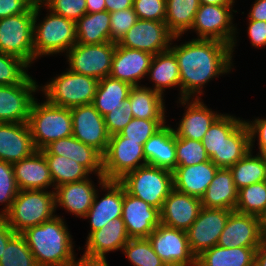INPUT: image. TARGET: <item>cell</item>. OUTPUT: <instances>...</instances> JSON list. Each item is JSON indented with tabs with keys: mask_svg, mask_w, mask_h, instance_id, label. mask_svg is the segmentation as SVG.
<instances>
[{
	"mask_svg": "<svg viewBox=\"0 0 266 266\" xmlns=\"http://www.w3.org/2000/svg\"><path fill=\"white\" fill-rule=\"evenodd\" d=\"M172 44L170 50L177 58L180 73L179 99L201 98L206 83L233 69L231 46L226 43L192 39L181 45Z\"/></svg>",
	"mask_w": 266,
	"mask_h": 266,
	"instance_id": "cell-1",
	"label": "cell"
},
{
	"mask_svg": "<svg viewBox=\"0 0 266 266\" xmlns=\"http://www.w3.org/2000/svg\"><path fill=\"white\" fill-rule=\"evenodd\" d=\"M61 216L40 225L32 226L20 233L38 266H82L76 260L72 236Z\"/></svg>",
	"mask_w": 266,
	"mask_h": 266,
	"instance_id": "cell-2",
	"label": "cell"
},
{
	"mask_svg": "<svg viewBox=\"0 0 266 266\" xmlns=\"http://www.w3.org/2000/svg\"><path fill=\"white\" fill-rule=\"evenodd\" d=\"M43 4L35 1L33 50L34 61L39 57L69 51L77 43L76 24L71 19L52 13L38 21ZM39 16V17H38ZM39 23H38V22Z\"/></svg>",
	"mask_w": 266,
	"mask_h": 266,
	"instance_id": "cell-3",
	"label": "cell"
},
{
	"mask_svg": "<svg viewBox=\"0 0 266 266\" xmlns=\"http://www.w3.org/2000/svg\"><path fill=\"white\" fill-rule=\"evenodd\" d=\"M32 141L36 150L49 143L72 135V114L69 108L34 100L28 119Z\"/></svg>",
	"mask_w": 266,
	"mask_h": 266,
	"instance_id": "cell-4",
	"label": "cell"
},
{
	"mask_svg": "<svg viewBox=\"0 0 266 266\" xmlns=\"http://www.w3.org/2000/svg\"><path fill=\"white\" fill-rule=\"evenodd\" d=\"M55 212L54 190H19L4 217L15 233H22L52 219Z\"/></svg>",
	"mask_w": 266,
	"mask_h": 266,
	"instance_id": "cell-5",
	"label": "cell"
},
{
	"mask_svg": "<svg viewBox=\"0 0 266 266\" xmlns=\"http://www.w3.org/2000/svg\"><path fill=\"white\" fill-rule=\"evenodd\" d=\"M119 182L129 194L159 210L174 189L172 171L148 164L127 173Z\"/></svg>",
	"mask_w": 266,
	"mask_h": 266,
	"instance_id": "cell-6",
	"label": "cell"
},
{
	"mask_svg": "<svg viewBox=\"0 0 266 266\" xmlns=\"http://www.w3.org/2000/svg\"><path fill=\"white\" fill-rule=\"evenodd\" d=\"M99 80L78 74L67 69L57 77H54L46 85L40 86L43 91L45 100L49 103L73 108L81 105L92 104L96 94Z\"/></svg>",
	"mask_w": 266,
	"mask_h": 266,
	"instance_id": "cell-7",
	"label": "cell"
},
{
	"mask_svg": "<svg viewBox=\"0 0 266 266\" xmlns=\"http://www.w3.org/2000/svg\"><path fill=\"white\" fill-rule=\"evenodd\" d=\"M35 3L25 12L0 18V52L34 63L33 28Z\"/></svg>",
	"mask_w": 266,
	"mask_h": 266,
	"instance_id": "cell-8",
	"label": "cell"
},
{
	"mask_svg": "<svg viewBox=\"0 0 266 266\" xmlns=\"http://www.w3.org/2000/svg\"><path fill=\"white\" fill-rule=\"evenodd\" d=\"M233 5H210L200 4L196 12L191 31L196 32L197 38L205 40H216L231 46V53L237 44V28L232 23Z\"/></svg>",
	"mask_w": 266,
	"mask_h": 266,
	"instance_id": "cell-9",
	"label": "cell"
},
{
	"mask_svg": "<svg viewBox=\"0 0 266 266\" xmlns=\"http://www.w3.org/2000/svg\"><path fill=\"white\" fill-rule=\"evenodd\" d=\"M143 145L121 136H110L103 154V176L107 181H119L127 173L146 165Z\"/></svg>",
	"mask_w": 266,
	"mask_h": 266,
	"instance_id": "cell-10",
	"label": "cell"
},
{
	"mask_svg": "<svg viewBox=\"0 0 266 266\" xmlns=\"http://www.w3.org/2000/svg\"><path fill=\"white\" fill-rule=\"evenodd\" d=\"M115 42L102 44L76 43L66 52L69 71L93 77L97 80L108 77L111 72Z\"/></svg>",
	"mask_w": 266,
	"mask_h": 266,
	"instance_id": "cell-11",
	"label": "cell"
},
{
	"mask_svg": "<svg viewBox=\"0 0 266 266\" xmlns=\"http://www.w3.org/2000/svg\"><path fill=\"white\" fill-rule=\"evenodd\" d=\"M129 240L122 217L110 220L87 236L86 249L80 257L82 266H109L106 253L122 250Z\"/></svg>",
	"mask_w": 266,
	"mask_h": 266,
	"instance_id": "cell-12",
	"label": "cell"
},
{
	"mask_svg": "<svg viewBox=\"0 0 266 266\" xmlns=\"http://www.w3.org/2000/svg\"><path fill=\"white\" fill-rule=\"evenodd\" d=\"M178 38L181 35L175 36L164 21L138 19L118 44L156 55L168 51L173 40Z\"/></svg>",
	"mask_w": 266,
	"mask_h": 266,
	"instance_id": "cell-13",
	"label": "cell"
},
{
	"mask_svg": "<svg viewBox=\"0 0 266 266\" xmlns=\"http://www.w3.org/2000/svg\"><path fill=\"white\" fill-rule=\"evenodd\" d=\"M148 240L166 266H196V256L189 247L185 231L160 223L150 233Z\"/></svg>",
	"mask_w": 266,
	"mask_h": 266,
	"instance_id": "cell-14",
	"label": "cell"
},
{
	"mask_svg": "<svg viewBox=\"0 0 266 266\" xmlns=\"http://www.w3.org/2000/svg\"><path fill=\"white\" fill-rule=\"evenodd\" d=\"M38 83L29 75L22 83L0 86V122L28 123Z\"/></svg>",
	"mask_w": 266,
	"mask_h": 266,
	"instance_id": "cell-15",
	"label": "cell"
},
{
	"mask_svg": "<svg viewBox=\"0 0 266 266\" xmlns=\"http://www.w3.org/2000/svg\"><path fill=\"white\" fill-rule=\"evenodd\" d=\"M231 210L202 207L197 219L186 231L189 247L197 257L217 245Z\"/></svg>",
	"mask_w": 266,
	"mask_h": 266,
	"instance_id": "cell-16",
	"label": "cell"
},
{
	"mask_svg": "<svg viewBox=\"0 0 266 266\" xmlns=\"http://www.w3.org/2000/svg\"><path fill=\"white\" fill-rule=\"evenodd\" d=\"M70 111L72 114V135L103 155L110 139L104 117L92 104L73 107Z\"/></svg>",
	"mask_w": 266,
	"mask_h": 266,
	"instance_id": "cell-17",
	"label": "cell"
},
{
	"mask_svg": "<svg viewBox=\"0 0 266 266\" xmlns=\"http://www.w3.org/2000/svg\"><path fill=\"white\" fill-rule=\"evenodd\" d=\"M263 241L260 217L233 210L217 245L224 248L259 247Z\"/></svg>",
	"mask_w": 266,
	"mask_h": 266,
	"instance_id": "cell-18",
	"label": "cell"
},
{
	"mask_svg": "<svg viewBox=\"0 0 266 266\" xmlns=\"http://www.w3.org/2000/svg\"><path fill=\"white\" fill-rule=\"evenodd\" d=\"M122 220L130 239L148 238L160 224V210L129 194L123 186Z\"/></svg>",
	"mask_w": 266,
	"mask_h": 266,
	"instance_id": "cell-19",
	"label": "cell"
},
{
	"mask_svg": "<svg viewBox=\"0 0 266 266\" xmlns=\"http://www.w3.org/2000/svg\"><path fill=\"white\" fill-rule=\"evenodd\" d=\"M99 187L107 193L99 200L98 191L85 218L90 219V232L101 229L110 220L122 217L123 185L119 181H107L98 177Z\"/></svg>",
	"mask_w": 266,
	"mask_h": 266,
	"instance_id": "cell-20",
	"label": "cell"
},
{
	"mask_svg": "<svg viewBox=\"0 0 266 266\" xmlns=\"http://www.w3.org/2000/svg\"><path fill=\"white\" fill-rule=\"evenodd\" d=\"M202 208L200 198L173 189L160 210V223L187 231L197 219Z\"/></svg>",
	"mask_w": 266,
	"mask_h": 266,
	"instance_id": "cell-21",
	"label": "cell"
},
{
	"mask_svg": "<svg viewBox=\"0 0 266 266\" xmlns=\"http://www.w3.org/2000/svg\"><path fill=\"white\" fill-rule=\"evenodd\" d=\"M154 55L120 46L116 43L110 77L125 81L132 86H141V79L147 76Z\"/></svg>",
	"mask_w": 266,
	"mask_h": 266,
	"instance_id": "cell-22",
	"label": "cell"
},
{
	"mask_svg": "<svg viewBox=\"0 0 266 266\" xmlns=\"http://www.w3.org/2000/svg\"><path fill=\"white\" fill-rule=\"evenodd\" d=\"M182 105H187L178 127L173 129L175 135L180 138H188L202 141L212 123L222 114L212 111L204 104L201 98H180Z\"/></svg>",
	"mask_w": 266,
	"mask_h": 266,
	"instance_id": "cell-23",
	"label": "cell"
},
{
	"mask_svg": "<svg viewBox=\"0 0 266 266\" xmlns=\"http://www.w3.org/2000/svg\"><path fill=\"white\" fill-rule=\"evenodd\" d=\"M35 151L28 123L0 122V160L14 164Z\"/></svg>",
	"mask_w": 266,
	"mask_h": 266,
	"instance_id": "cell-24",
	"label": "cell"
},
{
	"mask_svg": "<svg viewBox=\"0 0 266 266\" xmlns=\"http://www.w3.org/2000/svg\"><path fill=\"white\" fill-rule=\"evenodd\" d=\"M43 154H54L70 158L84 166L91 174L103 176V155L95 148L76 139L73 135L55 140L40 150Z\"/></svg>",
	"mask_w": 266,
	"mask_h": 266,
	"instance_id": "cell-25",
	"label": "cell"
},
{
	"mask_svg": "<svg viewBox=\"0 0 266 266\" xmlns=\"http://www.w3.org/2000/svg\"><path fill=\"white\" fill-rule=\"evenodd\" d=\"M13 168L19 190H46L51 185L55 190L48 162L40 150L17 161Z\"/></svg>",
	"mask_w": 266,
	"mask_h": 266,
	"instance_id": "cell-26",
	"label": "cell"
},
{
	"mask_svg": "<svg viewBox=\"0 0 266 266\" xmlns=\"http://www.w3.org/2000/svg\"><path fill=\"white\" fill-rule=\"evenodd\" d=\"M87 178L55 187V209L62 207L73 215L84 218L93 204L98 190L94 182Z\"/></svg>",
	"mask_w": 266,
	"mask_h": 266,
	"instance_id": "cell-27",
	"label": "cell"
},
{
	"mask_svg": "<svg viewBox=\"0 0 266 266\" xmlns=\"http://www.w3.org/2000/svg\"><path fill=\"white\" fill-rule=\"evenodd\" d=\"M218 169L211 160L191 166H177L172 171L174 189L201 199Z\"/></svg>",
	"mask_w": 266,
	"mask_h": 266,
	"instance_id": "cell-28",
	"label": "cell"
},
{
	"mask_svg": "<svg viewBox=\"0 0 266 266\" xmlns=\"http://www.w3.org/2000/svg\"><path fill=\"white\" fill-rule=\"evenodd\" d=\"M166 123L143 145L146 163L173 171L177 167L175 133Z\"/></svg>",
	"mask_w": 266,
	"mask_h": 266,
	"instance_id": "cell-29",
	"label": "cell"
},
{
	"mask_svg": "<svg viewBox=\"0 0 266 266\" xmlns=\"http://www.w3.org/2000/svg\"><path fill=\"white\" fill-rule=\"evenodd\" d=\"M237 197L238 189L234 184L232 172L229 168H219L200 200L204 208L233 211L236 208Z\"/></svg>",
	"mask_w": 266,
	"mask_h": 266,
	"instance_id": "cell-30",
	"label": "cell"
},
{
	"mask_svg": "<svg viewBox=\"0 0 266 266\" xmlns=\"http://www.w3.org/2000/svg\"><path fill=\"white\" fill-rule=\"evenodd\" d=\"M147 76L154 85L153 88H148L162 96L167 88H180L179 66L175 54L169 49L154 55Z\"/></svg>",
	"mask_w": 266,
	"mask_h": 266,
	"instance_id": "cell-31",
	"label": "cell"
},
{
	"mask_svg": "<svg viewBox=\"0 0 266 266\" xmlns=\"http://www.w3.org/2000/svg\"><path fill=\"white\" fill-rule=\"evenodd\" d=\"M258 247L214 246L196 257V266H254Z\"/></svg>",
	"mask_w": 266,
	"mask_h": 266,
	"instance_id": "cell-32",
	"label": "cell"
},
{
	"mask_svg": "<svg viewBox=\"0 0 266 266\" xmlns=\"http://www.w3.org/2000/svg\"><path fill=\"white\" fill-rule=\"evenodd\" d=\"M133 86L125 81L110 76L99 80L92 105L104 117L110 111L123 106V101L129 97Z\"/></svg>",
	"mask_w": 266,
	"mask_h": 266,
	"instance_id": "cell-33",
	"label": "cell"
},
{
	"mask_svg": "<svg viewBox=\"0 0 266 266\" xmlns=\"http://www.w3.org/2000/svg\"><path fill=\"white\" fill-rule=\"evenodd\" d=\"M250 150V132L245 120L226 138L220 146V156L210 160L218 168H230Z\"/></svg>",
	"mask_w": 266,
	"mask_h": 266,
	"instance_id": "cell-34",
	"label": "cell"
},
{
	"mask_svg": "<svg viewBox=\"0 0 266 266\" xmlns=\"http://www.w3.org/2000/svg\"><path fill=\"white\" fill-rule=\"evenodd\" d=\"M134 118L166 119L164 96L145 85L133 86L129 93Z\"/></svg>",
	"mask_w": 266,
	"mask_h": 266,
	"instance_id": "cell-35",
	"label": "cell"
},
{
	"mask_svg": "<svg viewBox=\"0 0 266 266\" xmlns=\"http://www.w3.org/2000/svg\"><path fill=\"white\" fill-rule=\"evenodd\" d=\"M75 24L77 43L102 44L111 42L110 12L86 13Z\"/></svg>",
	"mask_w": 266,
	"mask_h": 266,
	"instance_id": "cell-36",
	"label": "cell"
},
{
	"mask_svg": "<svg viewBox=\"0 0 266 266\" xmlns=\"http://www.w3.org/2000/svg\"><path fill=\"white\" fill-rule=\"evenodd\" d=\"M199 7V0H166L164 22L175 36H182L191 29Z\"/></svg>",
	"mask_w": 266,
	"mask_h": 266,
	"instance_id": "cell-37",
	"label": "cell"
},
{
	"mask_svg": "<svg viewBox=\"0 0 266 266\" xmlns=\"http://www.w3.org/2000/svg\"><path fill=\"white\" fill-rule=\"evenodd\" d=\"M229 169L238 190L254 183L266 181L265 156L261 154L253 156L252 150H249L242 159Z\"/></svg>",
	"mask_w": 266,
	"mask_h": 266,
	"instance_id": "cell-38",
	"label": "cell"
},
{
	"mask_svg": "<svg viewBox=\"0 0 266 266\" xmlns=\"http://www.w3.org/2000/svg\"><path fill=\"white\" fill-rule=\"evenodd\" d=\"M48 162L54 187L89 178L91 173L81 164L64 156L44 154Z\"/></svg>",
	"mask_w": 266,
	"mask_h": 266,
	"instance_id": "cell-39",
	"label": "cell"
},
{
	"mask_svg": "<svg viewBox=\"0 0 266 266\" xmlns=\"http://www.w3.org/2000/svg\"><path fill=\"white\" fill-rule=\"evenodd\" d=\"M244 120L230 114H221L210 126L203 136L202 145L204 146L209 158L220 156V146Z\"/></svg>",
	"mask_w": 266,
	"mask_h": 266,
	"instance_id": "cell-40",
	"label": "cell"
},
{
	"mask_svg": "<svg viewBox=\"0 0 266 266\" xmlns=\"http://www.w3.org/2000/svg\"><path fill=\"white\" fill-rule=\"evenodd\" d=\"M235 211L261 217L266 211V181L238 190Z\"/></svg>",
	"mask_w": 266,
	"mask_h": 266,
	"instance_id": "cell-41",
	"label": "cell"
},
{
	"mask_svg": "<svg viewBox=\"0 0 266 266\" xmlns=\"http://www.w3.org/2000/svg\"><path fill=\"white\" fill-rule=\"evenodd\" d=\"M122 253L133 266H166L154 252L148 238L130 239L122 248Z\"/></svg>",
	"mask_w": 266,
	"mask_h": 266,
	"instance_id": "cell-42",
	"label": "cell"
},
{
	"mask_svg": "<svg viewBox=\"0 0 266 266\" xmlns=\"http://www.w3.org/2000/svg\"><path fill=\"white\" fill-rule=\"evenodd\" d=\"M0 266H38L24 237L16 233L7 243L0 258Z\"/></svg>",
	"mask_w": 266,
	"mask_h": 266,
	"instance_id": "cell-43",
	"label": "cell"
},
{
	"mask_svg": "<svg viewBox=\"0 0 266 266\" xmlns=\"http://www.w3.org/2000/svg\"><path fill=\"white\" fill-rule=\"evenodd\" d=\"M175 148L177 166H191L210 160L201 141L175 135Z\"/></svg>",
	"mask_w": 266,
	"mask_h": 266,
	"instance_id": "cell-44",
	"label": "cell"
},
{
	"mask_svg": "<svg viewBox=\"0 0 266 266\" xmlns=\"http://www.w3.org/2000/svg\"><path fill=\"white\" fill-rule=\"evenodd\" d=\"M28 67L22 59L0 52V86L22 83L29 76Z\"/></svg>",
	"mask_w": 266,
	"mask_h": 266,
	"instance_id": "cell-45",
	"label": "cell"
},
{
	"mask_svg": "<svg viewBox=\"0 0 266 266\" xmlns=\"http://www.w3.org/2000/svg\"><path fill=\"white\" fill-rule=\"evenodd\" d=\"M166 122V119H138L133 118L119 134L130 141L142 145L157 132Z\"/></svg>",
	"mask_w": 266,
	"mask_h": 266,
	"instance_id": "cell-46",
	"label": "cell"
},
{
	"mask_svg": "<svg viewBox=\"0 0 266 266\" xmlns=\"http://www.w3.org/2000/svg\"><path fill=\"white\" fill-rule=\"evenodd\" d=\"M19 189L15 180L13 164L0 160V203L5 204L0 211L4 216L11 208Z\"/></svg>",
	"mask_w": 266,
	"mask_h": 266,
	"instance_id": "cell-47",
	"label": "cell"
},
{
	"mask_svg": "<svg viewBox=\"0 0 266 266\" xmlns=\"http://www.w3.org/2000/svg\"><path fill=\"white\" fill-rule=\"evenodd\" d=\"M47 11L63 16L64 18L78 21L87 13L86 0H40Z\"/></svg>",
	"mask_w": 266,
	"mask_h": 266,
	"instance_id": "cell-48",
	"label": "cell"
},
{
	"mask_svg": "<svg viewBox=\"0 0 266 266\" xmlns=\"http://www.w3.org/2000/svg\"><path fill=\"white\" fill-rule=\"evenodd\" d=\"M138 16L133 8L110 13L111 42L118 43L126 32L137 22Z\"/></svg>",
	"mask_w": 266,
	"mask_h": 266,
	"instance_id": "cell-49",
	"label": "cell"
},
{
	"mask_svg": "<svg viewBox=\"0 0 266 266\" xmlns=\"http://www.w3.org/2000/svg\"><path fill=\"white\" fill-rule=\"evenodd\" d=\"M133 10L138 19L165 21L166 0H134Z\"/></svg>",
	"mask_w": 266,
	"mask_h": 266,
	"instance_id": "cell-50",
	"label": "cell"
},
{
	"mask_svg": "<svg viewBox=\"0 0 266 266\" xmlns=\"http://www.w3.org/2000/svg\"><path fill=\"white\" fill-rule=\"evenodd\" d=\"M133 118L130 98L128 97L123 101L122 107L112 110L104 116L108 134L110 136L118 134Z\"/></svg>",
	"mask_w": 266,
	"mask_h": 266,
	"instance_id": "cell-51",
	"label": "cell"
},
{
	"mask_svg": "<svg viewBox=\"0 0 266 266\" xmlns=\"http://www.w3.org/2000/svg\"><path fill=\"white\" fill-rule=\"evenodd\" d=\"M250 132V150H253L256 136L258 138V154L266 156V118H255L254 121H245Z\"/></svg>",
	"mask_w": 266,
	"mask_h": 266,
	"instance_id": "cell-52",
	"label": "cell"
},
{
	"mask_svg": "<svg viewBox=\"0 0 266 266\" xmlns=\"http://www.w3.org/2000/svg\"><path fill=\"white\" fill-rule=\"evenodd\" d=\"M34 3V0H0V18L25 13Z\"/></svg>",
	"mask_w": 266,
	"mask_h": 266,
	"instance_id": "cell-53",
	"label": "cell"
},
{
	"mask_svg": "<svg viewBox=\"0 0 266 266\" xmlns=\"http://www.w3.org/2000/svg\"><path fill=\"white\" fill-rule=\"evenodd\" d=\"M248 35L255 48L266 46V21L248 20Z\"/></svg>",
	"mask_w": 266,
	"mask_h": 266,
	"instance_id": "cell-54",
	"label": "cell"
},
{
	"mask_svg": "<svg viewBox=\"0 0 266 266\" xmlns=\"http://www.w3.org/2000/svg\"><path fill=\"white\" fill-rule=\"evenodd\" d=\"M15 234L16 233L9 226V224L7 223L5 217L0 215V258L2 257V253L6 249L8 241Z\"/></svg>",
	"mask_w": 266,
	"mask_h": 266,
	"instance_id": "cell-55",
	"label": "cell"
},
{
	"mask_svg": "<svg viewBox=\"0 0 266 266\" xmlns=\"http://www.w3.org/2000/svg\"><path fill=\"white\" fill-rule=\"evenodd\" d=\"M250 10L248 20L266 21V0H255Z\"/></svg>",
	"mask_w": 266,
	"mask_h": 266,
	"instance_id": "cell-56",
	"label": "cell"
},
{
	"mask_svg": "<svg viewBox=\"0 0 266 266\" xmlns=\"http://www.w3.org/2000/svg\"><path fill=\"white\" fill-rule=\"evenodd\" d=\"M134 0H105L106 11L112 13L118 10L133 8Z\"/></svg>",
	"mask_w": 266,
	"mask_h": 266,
	"instance_id": "cell-57",
	"label": "cell"
},
{
	"mask_svg": "<svg viewBox=\"0 0 266 266\" xmlns=\"http://www.w3.org/2000/svg\"><path fill=\"white\" fill-rule=\"evenodd\" d=\"M254 266H266V240L256 249Z\"/></svg>",
	"mask_w": 266,
	"mask_h": 266,
	"instance_id": "cell-58",
	"label": "cell"
},
{
	"mask_svg": "<svg viewBox=\"0 0 266 266\" xmlns=\"http://www.w3.org/2000/svg\"><path fill=\"white\" fill-rule=\"evenodd\" d=\"M87 13L106 11L105 0H86Z\"/></svg>",
	"mask_w": 266,
	"mask_h": 266,
	"instance_id": "cell-59",
	"label": "cell"
},
{
	"mask_svg": "<svg viewBox=\"0 0 266 266\" xmlns=\"http://www.w3.org/2000/svg\"><path fill=\"white\" fill-rule=\"evenodd\" d=\"M200 4L210 5H234L235 0H199Z\"/></svg>",
	"mask_w": 266,
	"mask_h": 266,
	"instance_id": "cell-60",
	"label": "cell"
},
{
	"mask_svg": "<svg viewBox=\"0 0 266 266\" xmlns=\"http://www.w3.org/2000/svg\"><path fill=\"white\" fill-rule=\"evenodd\" d=\"M260 223H261V232H262L263 238L264 240H266V211L260 217Z\"/></svg>",
	"mask_w": 266,
	"mask_h": 266,
	"instance_id": "cell-61",
	"label": "cell"
}]
</instances>
